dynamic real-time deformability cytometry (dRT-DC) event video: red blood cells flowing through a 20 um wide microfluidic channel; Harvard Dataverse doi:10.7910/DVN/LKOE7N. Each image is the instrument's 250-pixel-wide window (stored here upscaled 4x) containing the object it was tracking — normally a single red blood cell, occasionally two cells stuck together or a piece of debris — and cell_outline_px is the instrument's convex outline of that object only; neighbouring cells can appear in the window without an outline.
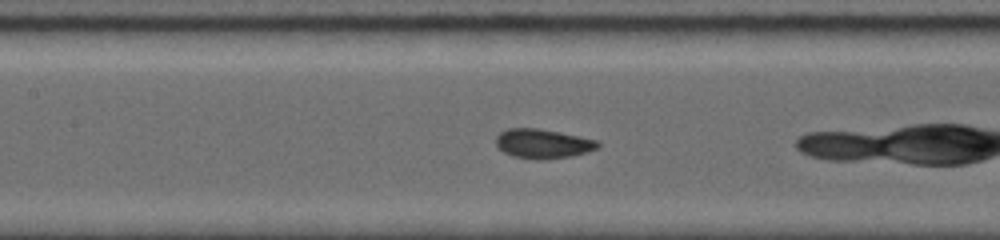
{"species": "common noctule bat (a hibernating species)", "species_latin": "Nyctalus noctula", "temperature_condition": "room temperature", "stored_images_in_passage": 29, "camera_frame_rate_fps": 5000, "um_per_image_px": 0.085, "animal": {"sex": "female", "body_mass_g": 19.0, "forearm_length_mm": 56.7}, "frame": {"image": 1, "passage_image": 6, "time_ms": 2.4, "image_size_px": [1000, 240], "cell_outline_px": [[600, 148], [588, 152], [572, 156], [544, 160], [532, 160], [512, 156], [504, 152], [496, 144], [496, 136], [500, 132], [508, 128], [536, 128], [560, 132], [600, 140]], "centroid_in_image_um": [46.19, 12.22], "position_along_channel_um": 161.2, "area_um2": 17.8}}
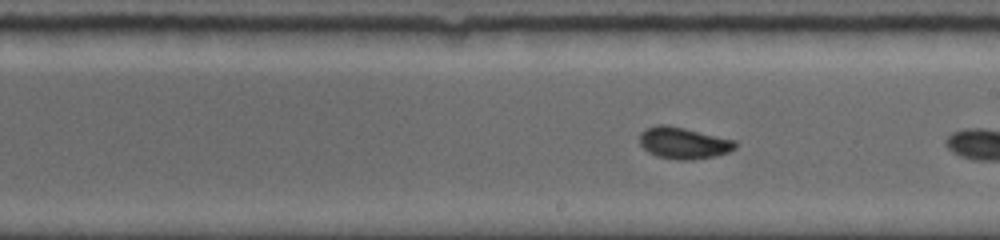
{"frame": {"image": 2, "passage_image": 14, "time_ms": 4.2, "image_size_px": [1000, 240], "cell_outline_px": [[740, 144], [736, 148], [728, 152], [716, 156], [692, 160], [680, 160], [656, 156], [648, 152], [640, 144], [640, 132], [644, 128], [656, 124], [664, 124], [684, 128], [736, 140]], "centroid_in_image_um": [58.11, 12.15], "position_along_channel_um": 230.9, "area_um2": 17.86}}
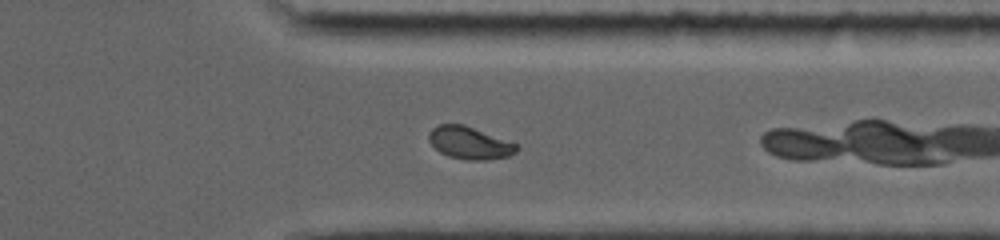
{"frame": {"image": 3, "passage_image": 26, "time_ms": 7.8, "image_size_px": [1000, 240], "cell_outline_px": [[520, 148], [516, 152], [508, 156], [488, 160], [464, 160], [448, 156], [440, 152], [428, 140], [428, 132], [436, 124], [464, 124], [520, 144]], "centroid_in_image_um": [39.94, 12.14], "position_along_channel_um": 371.5, "area_um2": 16.94}}